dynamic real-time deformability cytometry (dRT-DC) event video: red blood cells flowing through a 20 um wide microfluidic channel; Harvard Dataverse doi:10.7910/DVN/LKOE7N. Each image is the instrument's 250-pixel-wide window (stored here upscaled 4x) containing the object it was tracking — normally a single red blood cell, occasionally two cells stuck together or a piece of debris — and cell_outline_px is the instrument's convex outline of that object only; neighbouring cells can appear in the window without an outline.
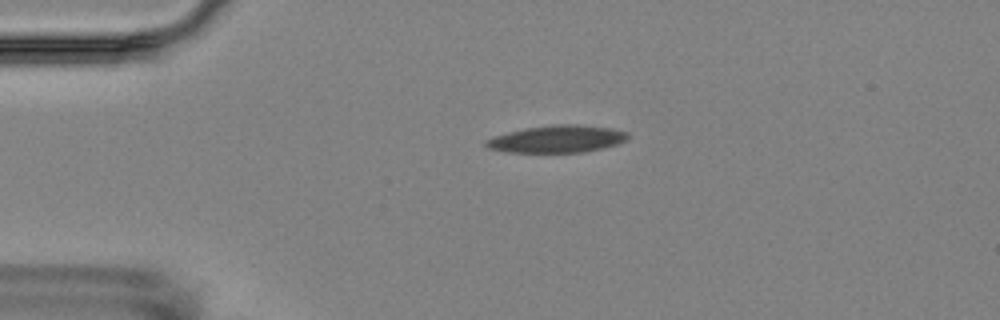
{"species": "Egyptian fruit bat (a non-hibernating species)", "species_latin": "Rousettus aegyptiacus", "temperature_condition": "room temperature", "stored_images_in_passage": 2, "camera_frame_rate_fps": 3000, "um_per_image_px": 0.085, "animal": {"sex": "female"}, "frame": {"image": 1, "passage_image": 1, "time_ms": 0.0, "image_size_px": [1000, 320], "cell_outline_px": [[628, 140], [616, 144], [584, 152], [508, 152], [488, 148], [484, 144], [488, 140], [496, 136], [528, 128], [552, 124], [576, 124], [612, 128], [628, 132]], "centroid_in_image_um": [47.42, 11.81], "position_along_channel_um": 37.6, "area_um2": 22.14}}